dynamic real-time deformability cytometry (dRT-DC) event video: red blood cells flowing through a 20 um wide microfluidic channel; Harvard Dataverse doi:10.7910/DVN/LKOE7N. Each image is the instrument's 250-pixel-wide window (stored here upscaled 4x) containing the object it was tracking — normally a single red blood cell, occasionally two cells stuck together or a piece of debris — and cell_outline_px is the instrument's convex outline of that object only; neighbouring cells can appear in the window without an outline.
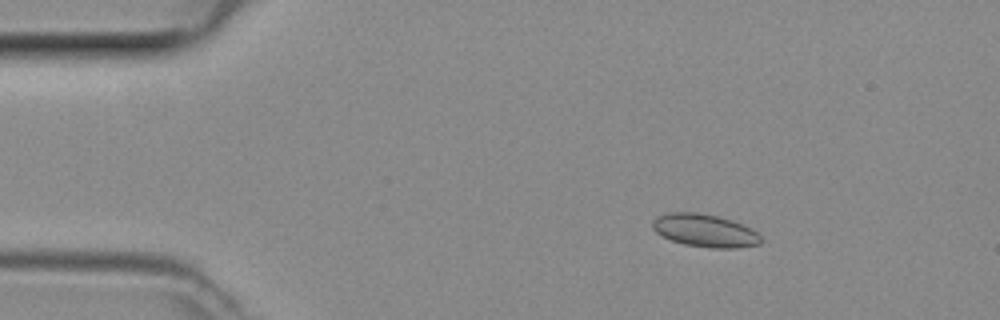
{"species": "common noctule bat (a hibernating species)", "species_latin": "Nyctalus noctula", "temperature_condition": "room temperature", "stored_images_in_passage": 48, "camera_frame_rate_fps": 3000, "um_per_image_px": 0.085, "animal": {"sex": "female", "body_mass_g": 29.2, "forearm_length_mm": 56.3}, "frame": {"image": 1, "passage_image": 7, "time_ms": 2.0, "image_size_px": [1000, 320], "cell_outline_px": [[764, 240], [760, 244], [736, 248], [712, 248], [684, 244], [672, 240], [656, 232], [652, 228], [652, 220], [656, 216], [668, 212], [696, 212], [716, 216], [732, 220], [752, 228]], "centroid_in_image_um": [59.92, 19.59], "position_along_channel_um": 25.1, "area_um2": 20.81}}
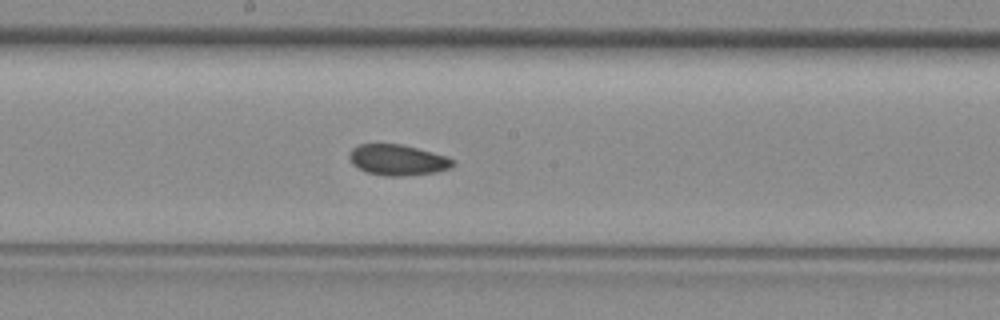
{"frame": {"image": 2, "passage_image": 25, "time_ms": 8.0, "image_size_px": [1000, 320], "cell_outline_px": [[456, 164], [448, 168], [436, 172], [404, 176], [384, 176], [364, 172], [352, 164], [348, 156], [352, 148], [360, 144], [400, 144], [448, 156], [456, 160]], "centroid_in_image_um": [33.8, 13.6], "position_along_channel_um": 214.4, "area_um2": 18.73}}
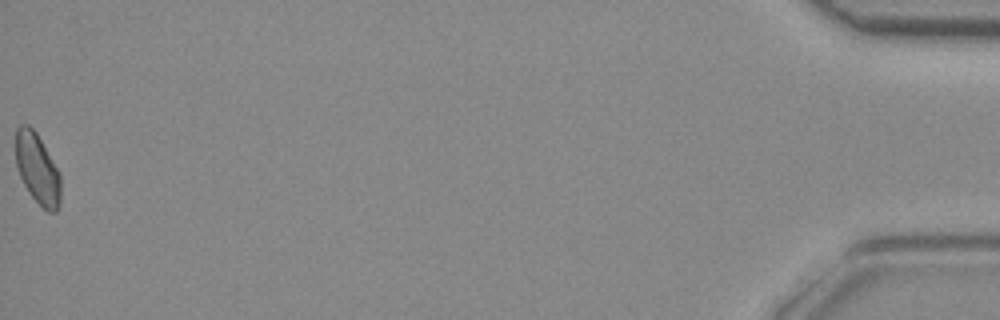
{"frame": {"image": 3, "passage_image": 48, "time_ms": 15.667, "image_size_px": [1000, 320], "cell_outline_px": [[60, 204], [56, 212], [48, 212], [28, 192], [20, 176], [16, 164], [16, 128], [20, 124], [28, 124], [36, 132], [60, 172]], "centroid_in_image_um": [3.18, 14.33], "position_along_channel_um": 432.0, "area_um2": 18.44}}